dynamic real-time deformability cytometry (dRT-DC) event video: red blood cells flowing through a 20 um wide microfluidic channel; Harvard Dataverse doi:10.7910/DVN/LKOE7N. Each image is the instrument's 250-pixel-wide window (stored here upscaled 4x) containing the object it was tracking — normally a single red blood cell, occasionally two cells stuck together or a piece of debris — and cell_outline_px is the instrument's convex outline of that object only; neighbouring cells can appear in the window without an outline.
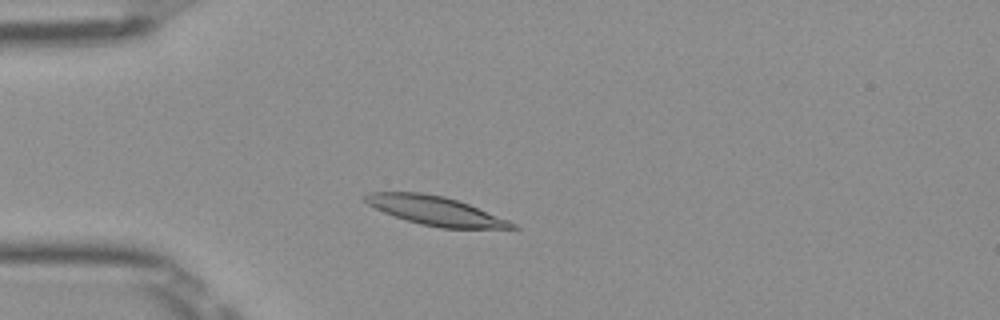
{"species": "Egyptian fruit bat (a non-hibernating species)", "species_latin": "Rousettus aegyptiacus", "temperature_condition": "room temperature", "stored_images_in_passage": 43, "camera_frame_rate_fps": 3000, "um_per_image_px": 0.085, "frame": {"image": 1, "passage_image": 5, "time_ms": 1.333, "image_size_px": [1000, 320], "cell_outline_px": [[520, 228], [440, 228], [420, 224], [384, 212], [368, 204], [364, 200], [364, 196], [372, 192], [420, 192], [444, 196], [468, 204], [508, 220], [516, 224]], "centroid_in_image_um": [37.01, 17.91], "position_along_channel_um": 48.0, "area_um2": 24.28}}
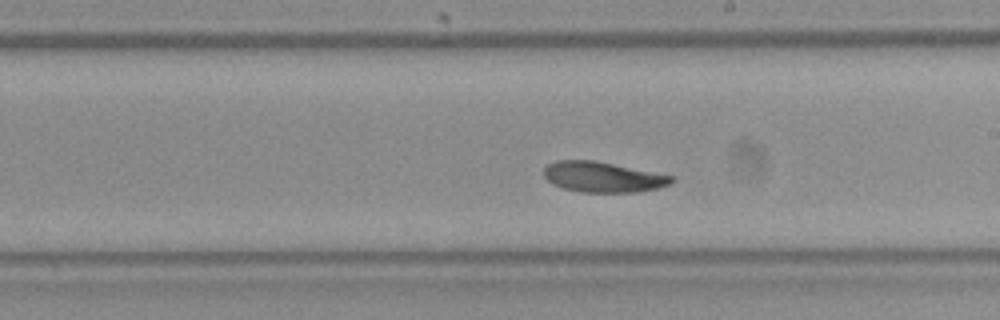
{"frame": {"image": 2, "passage_image": 21, "time_ms": 6.667, "image_size_px": [1000, 320], "cell_outline_px": [[672, 180], [668, 184], [656, 188], [636, 192], [580, 192], [564, 188], [552, 184], [544, 176], [544, 168], [548, 164], [556, 160], [596, 160], [672, 176]], "centroid_in_image_um": [51.17, 15.04], "position_along_channel_um": 237.8, "area_um2": 22.37}}
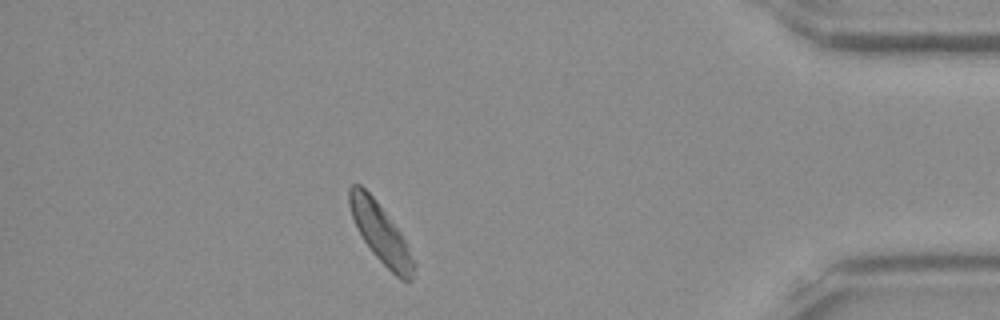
{"frame": {"image": 3, "passage_image": 37, "time_ms": 12.0, "image_size_px": [1000, 320], "cell_outline_px": [[416, 268], [412, 280], [400, 280], [372, 252], [356, 228], [348, 204], [348, 188], [352, 184], [360, 184], [376, 200], [400, 232], [416, 264]], "centroid_in_image_um": [32.34, 19.81], "position_along_channel_um": 402.9, "area_um2": 21.91}, "authors_computed_cell_mechanics": {"area_um2": 23.0044, "velocity_mm_per_s": 3.8857, "shape_relaxation_time_tau1_ms": 3.2024, "shape_relaxation_time_tau2_ms": 5.7011, "deformation_change_tau1": 0.1423, "deformation_change_tau2": 0.1174}}